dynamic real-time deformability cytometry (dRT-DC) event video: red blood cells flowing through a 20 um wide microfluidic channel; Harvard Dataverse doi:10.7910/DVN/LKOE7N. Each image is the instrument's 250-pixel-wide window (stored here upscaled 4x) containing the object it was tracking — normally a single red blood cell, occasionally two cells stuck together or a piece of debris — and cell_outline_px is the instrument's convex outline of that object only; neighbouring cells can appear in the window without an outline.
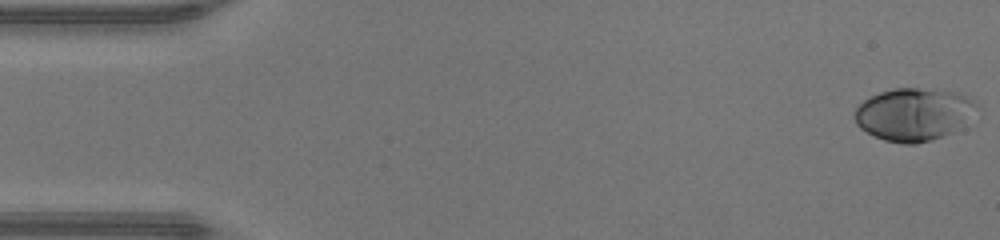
{"species": "human", "species_latin": "Homo sapiens", "temperature_condition": "warm", "stored_images_in_passage": 47, "camera_frame_rate_fps": 3000, "um_per_image_px": 0.085, "donor": {"sex": "male"}, "frame": {"image": 1, "passage_image": 1, "time_ms": 0.0, "image_size_px": [1000, 240], "cell_outline_px": [[976, 104], [948, 132], [940, 136], [916, 144], [904, 144], [884, 140], [860, 128], [856, 124], [852, 116], [856, 108], [864, 100], [880, 92], [892, 88], [916, 88], [956, 92], [972, 100]], "centroid_in_image_um": [77.47, 9.7], "position_along_channel_um": 7.5, "area_um2": 35.78}}
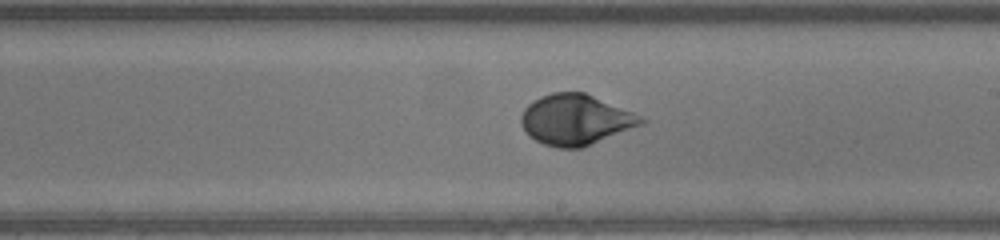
{"frame": {"image": 2, "passage_image": 27, "time_ms": 8.667, "image_size_px": [1000, 240], "cell_outline_px": [[648, 120], [644, 124], [580, 148], [556, 148], [544, 144], [528, 136], [520, 120], [520, 116], [524, 108], [532, 100], [540, 96], [552, 92], [584, 92], [632, 112]], "centroid_in_image_um": [48.9, 10.17], "position_along_channel_um": 240.1, "area_um2": 35.2}}
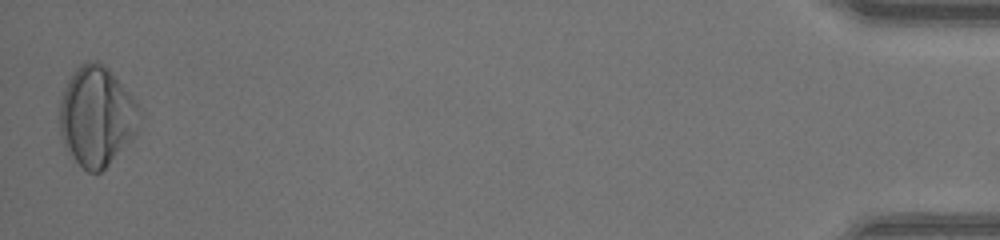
{"frame": {"image": 3, "passage_image": 47, "time_ms": 15.333, "image_size_px": [1000, 240], "cell_outline_px": [[144, 116], [136, 136], [100, 172], [88, 172], [72, 156], [64, 144], [60, 136], [60, 100], [64, 88], [72, 72], [80, 64], [88, 60], [96, 60], [104, 64], [112, 72], [136, 100]], "centroid_in_image_um": [8.26, 9.85], "position_along_channel_um": 426.9, "area_um2": 46.93}, "authors_computed_cell_mechanics": {"area_um2": 35.2002, "velocity_mm_per_s": 4.3334, "shape_relaxation_time_tau1_ms": 3.2304, "shape_relaxation_time_tau2_ms": null, "deformation_change_tau1": 0.1672, "deformation_change_tau2": null}}